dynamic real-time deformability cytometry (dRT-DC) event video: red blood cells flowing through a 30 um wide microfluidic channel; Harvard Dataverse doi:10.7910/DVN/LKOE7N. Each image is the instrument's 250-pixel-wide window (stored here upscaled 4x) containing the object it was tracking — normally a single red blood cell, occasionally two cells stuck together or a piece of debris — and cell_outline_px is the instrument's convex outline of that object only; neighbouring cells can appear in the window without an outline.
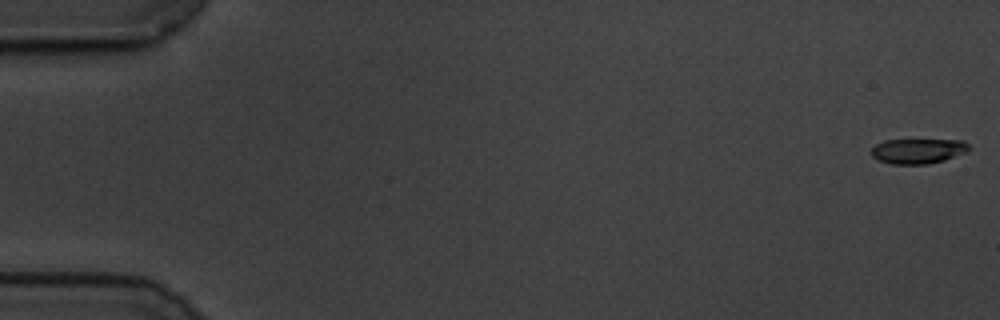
{"species": "common noctule bat (a hibernating species)", "species_latin": "Nyctalus noctula", "temperature_condition": "cold", "stored_images_in_passage": 58, "camera_frame_rate_fps": 3000, "um_per_image_px": 0.085, "animal": {"sex": "male", "body_mass_g": 19.5, "forearm_length_mm": 54.6}, "frame": {"image": 1, "passage_image": 1, "time_ms": 0.0, "image_size_px": [1000, 320], "cell_outline_px": [[972, 148], [968, 152], [944, 160], [928, 164], [892, 164], [880, 160], [872, 156], [872, 148], [876, 144], [884, 140], [964, 140]], "centroid_in_image_um": [78.08, 12.83], "position_along_channel_um": 6.9, "area_um2": 14.28}}
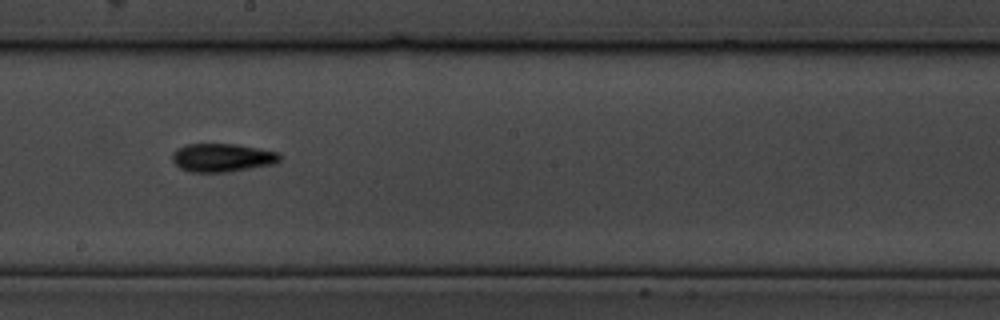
{"frame": {"image": 2, "passage_image": 33, "time_ms": 10.667, "image_size_px": [1000, 320], "cell_outline_px": [[280, 160], [276, 164], [228, 172], [192, 172], [180, 168], [172, 160], [172, 152], [176, 148], [184, 144], [236, 144], [260, 148], [280, 152]], "centroid_in_image_um": [18.9, 13.39], "position_along_channel_um": 229.3, "area_um2": 18.03}}
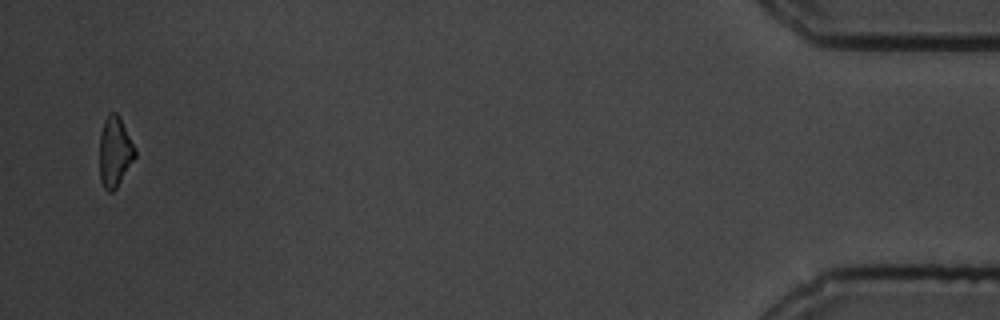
{"frame": {"image": 3, "passage_image": 57, "time_ms": 18.667, "image_size_px": [1000, 320], "cell_outline_px": [[136, 156], [116, 188], [112, 192], [108, 192], [104, 188], [100, 180], [100, 132], [104, 120], [108, 112], [116, 112], [120, 116], [136, 148]], "centroid_in_image_um": [9.76, 12.87], "position_along_channel_um": 425.4, "area_um2": 14.68}, "authors_computed_cell_mechanics": {"area_um2": 15.8661, "velocity_mm_per_s": 3.4848, "shape_relaxation_time_tau1_ms": 3.1247, "shape_relaxation_time_tau2_ms": 6.8658, "deformation_change_tau1": 0.1021, "deformation_change_tau2": 0.1583}}